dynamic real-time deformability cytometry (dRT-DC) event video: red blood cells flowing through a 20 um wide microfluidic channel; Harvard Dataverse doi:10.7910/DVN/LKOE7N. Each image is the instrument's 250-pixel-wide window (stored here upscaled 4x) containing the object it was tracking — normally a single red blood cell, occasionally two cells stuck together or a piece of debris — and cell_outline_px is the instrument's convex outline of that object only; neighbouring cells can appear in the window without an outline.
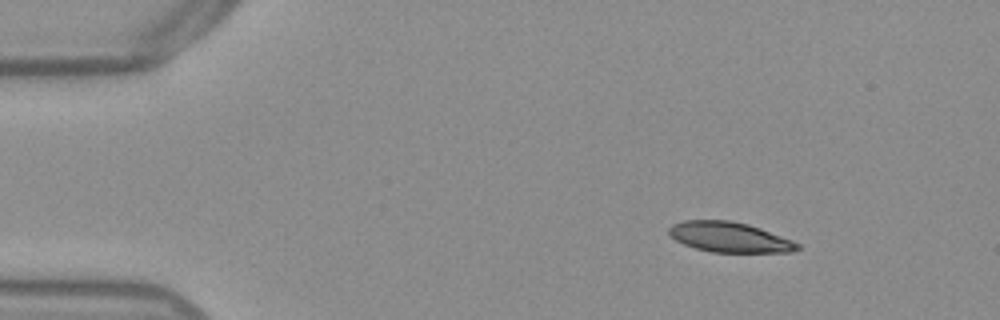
{"species": "Egyptian fruit bat (a non-hibernating species)", "species_latin": "Rousettus aegyptiacus", "temperature_condition": "warm", "stored_images_in_passage": 47, "camera_frame_rate_fps": 3000, "um_per_image_px": 0.085, "frame": {"image": 1, "passage_image": 1, "time_ms": 0.0, "image_size_px": [1000, 320], "cell_outline_px": [[800, 248], [792, 252], [712, 252], [696, 248], [684, 244], [676, 240], [668, 232], [668, 228], [672, 224], [684, 220], [732, 220], [748, 224], [760, 228], [792, 240], [800, 244]], "centroid_in_image_um": [62.01, 20.15], "position_along_channel_um": 23.0, "area_um2": 22.54}}
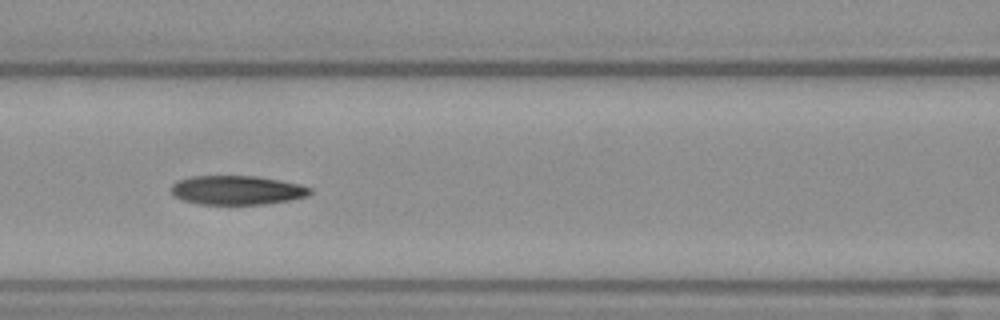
{"frame": {"image": 2, "passage_image": 17, "time_ms": 5.333, "image_size_px": [1000, 320], "cell_outline_px": [[312, 192], [308, 196], [292, 200], [264, 204], [196, 204], [180, 200], [172, 192], [172, 184], [176, 180], [192, 176], [256, 176], [280, 180], [300, 184], [312, 188]], "centroid_in_image_um": [20.15, 16.16], "position_along_channel_um": 146.4, "area_um2": 23.76}}
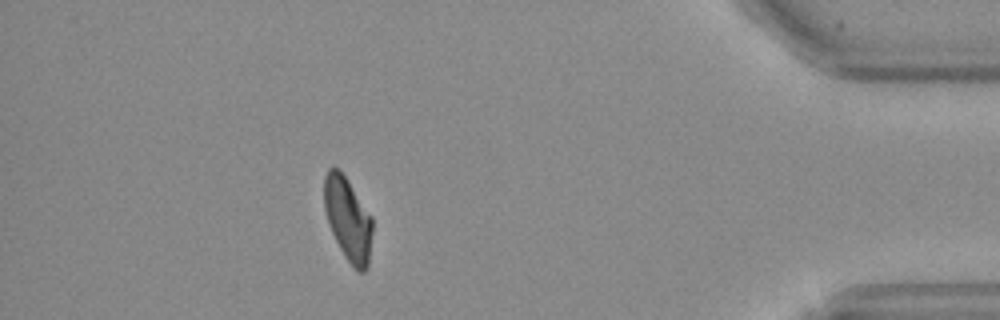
{"frame": {"image": 3, "passage_image": 41, "time_ms": 13.333, "image_size_px": [1000, 320], "cell_outline_px": [[372, 232], [368, 268], [364, 272], [356, 272], [344, 256], [328, 224], [324, 208], [324, 176], [328, 168], [340, 168], [372, 216]], "centroid_in_image_um": [29.57, 18.62], "position_along_channel_um": 405.6, "area_um2": 23.7}, "authors_computed_cell_mechanics": {"area_um2": 24.1026, "velocity_mm_per_s": 3.8403, "shape_relaxation_time_tau1_ms": null, "shape_relaxation_time_tau2_ms": 6.6931, "deformation_change_tau1": null, "deformation_change_tau2": 0.157}}